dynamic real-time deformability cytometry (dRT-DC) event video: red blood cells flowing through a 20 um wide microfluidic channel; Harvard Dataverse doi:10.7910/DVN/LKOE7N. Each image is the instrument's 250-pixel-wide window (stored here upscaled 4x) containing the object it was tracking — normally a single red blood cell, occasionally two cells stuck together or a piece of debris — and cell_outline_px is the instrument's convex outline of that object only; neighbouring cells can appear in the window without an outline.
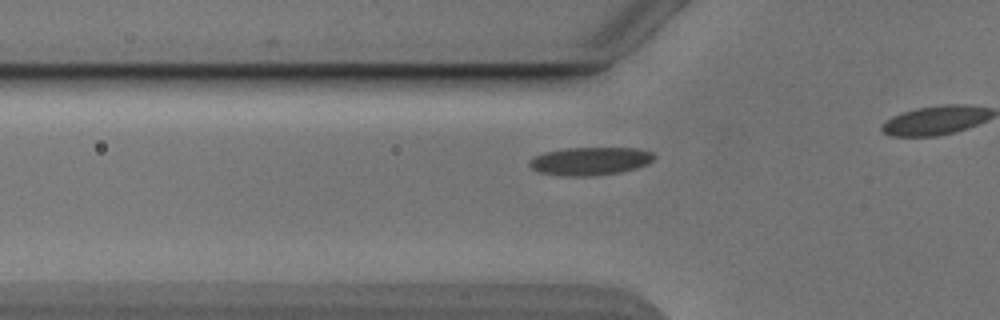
{"species": "Egyptian fruit bat (a non-hibernating species)", "species_latin": "Rousettus aegyptiacus", "temperature_condition": "cold", "stored_images_in_passage": 12, "camera_frame_rate_fps": 3000, "um_per_image_px": 0.085, "animal": {"sex": "male"}, "frame": {"image": 1, "passage_image": 6, "time_ms": 1.667, "image_size_px": [1000, 320], "cell_outline_px": [[656, 156], [652, 160], [636, 168], [620, 172], [592, 176], [568, 176], [540, 172], [532, 168], [528, 164], [536, 156], [544, 152], [564, 148], [640, 148], [652, 152]], "centroid_in_image_um": [50.18, 13.68], "position_along_channel_um": 75.6, "area_um2": 20.17}}
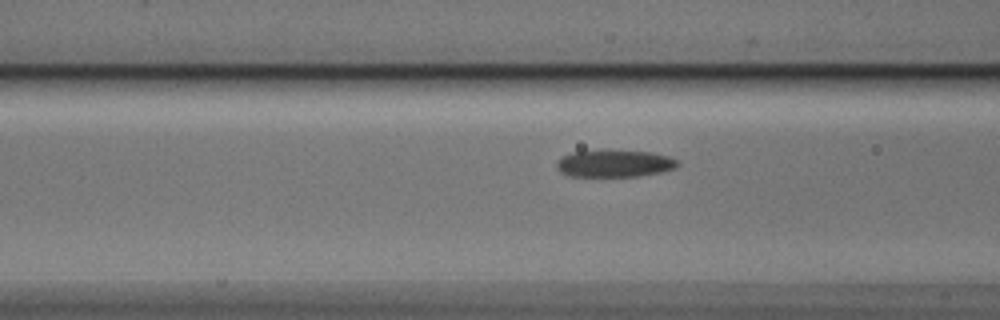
{"frame": {"image": 2, "passage_image": 9, "time_ms": 2.667, "image_size_px": [1000, 320], "cell_outline_px": [[680, 164], [676, 168], [660, 172], [640, 176], [568, 176], [560, 172], [556, 168], [556, 160], [560, 156], [572, 152], [600, 148], [652, 152], [668, 156], [676, 160]], "centroid_in_image_um": [52.17, 13.86], "position_along_channel_um": 114.4, "area_um2": 19.88}}